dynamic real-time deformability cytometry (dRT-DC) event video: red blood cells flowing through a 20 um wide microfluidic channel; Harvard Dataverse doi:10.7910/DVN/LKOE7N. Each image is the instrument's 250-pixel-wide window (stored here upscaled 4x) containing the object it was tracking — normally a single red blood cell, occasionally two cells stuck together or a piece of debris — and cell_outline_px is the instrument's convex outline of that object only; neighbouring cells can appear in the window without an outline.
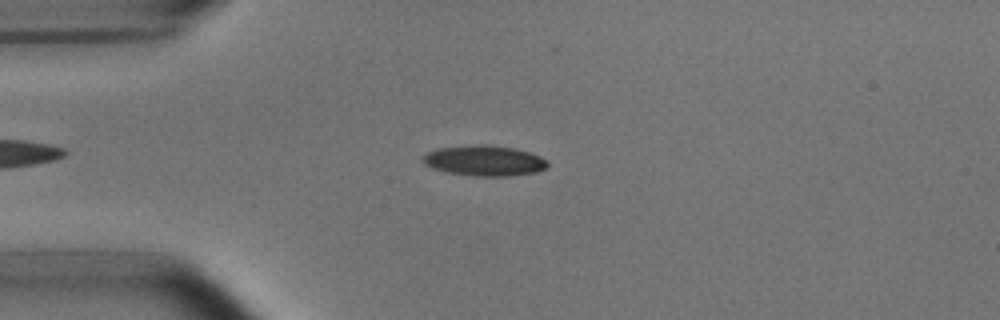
{"species": "common noctule bat (a hibernating species)", "species_latin": "Nyctalus noctula", "temperature_condition": "room temperature", "stored_images_in_passage": 51, "camera_frame_rate_fps": 3000, "um_per_image_px": 0.085, "animal": {"sex": "male", "body_mass_g": 15.6}, "frame": {"image": 1, "passage_image": 11, "time_ms": 3.333, "image_size_px": [1000, 320], "cell_outline_px": [[548, 168], [536, 172], [512, 176], [472, 176], [444, 172], [432, 168], [424, 164], [420, 160], [428, 152], [440, 148], [480, 144], [488, 144], [512, 148], [528, 152], [540, 156], [548, 164]], "centroid_in_image_um": [41.15, 13.67], "position_along_channel_um": 43.9, "area_um2": 22.2}}
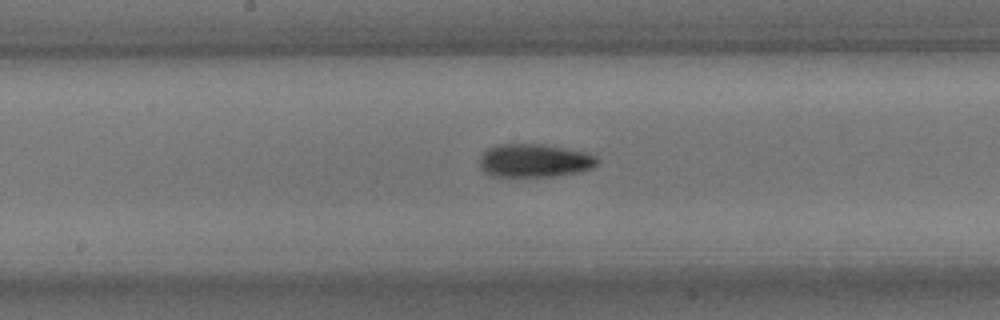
{"frame": {"image": 2, "passage_image": 25, "time_ms": 8.0, "image_size_px": [1000, 320], "cell_outline_px": [[600, 160], [592, 168], [580, 172], [552, 176], [492, 176], [484, 172], [480, 168], [480, 156], [488, 148], [496, 144], [544, 144], [584, 152], [596, 156]], "centroid_in_image_um": [45.41, 13.65], "position_along_channel_um": 202.8, "area_um2": 22.83}}
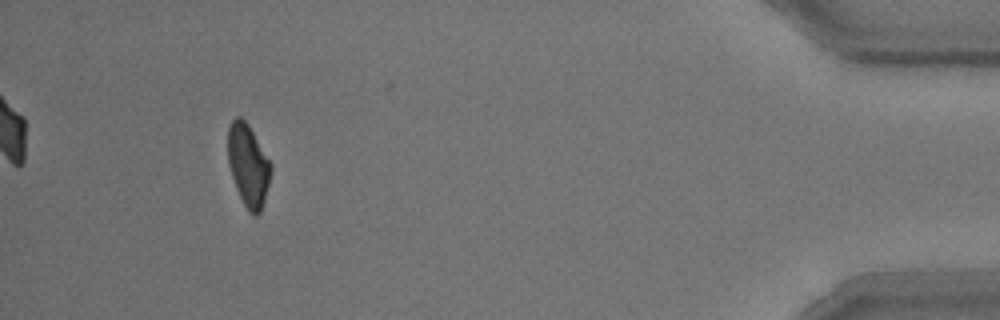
{"frame": {"image": 3, "passage_image": 47, "time_ms": 15.333, "image_size_px": [1000, 320], "cell_outline_px": [[272, 172], [264, 200], [260, 212], [256, 216], [252, 216], [248, 212], [236, 188], [228, 164], [228, 128], [232, 120], [236, 116], [240, 116], [248, 124], [272, 164]], "centroid_in_image_um": [21.1, 14.05], "position_along_channel_um": 414.1, "area_um2": 20.58}, "authors_computed_cell_mechanics": {"area_um2": 21.7906, "velocity_mm_per_s": 3.779, "shape_relaxation_time_tau1_ms": 3.5831, "shape_relaxation_time_tau2_ms": 5.1611, "deformation_change_tau1": 0.1379, "deformation_change_tau2": 0.0993}}